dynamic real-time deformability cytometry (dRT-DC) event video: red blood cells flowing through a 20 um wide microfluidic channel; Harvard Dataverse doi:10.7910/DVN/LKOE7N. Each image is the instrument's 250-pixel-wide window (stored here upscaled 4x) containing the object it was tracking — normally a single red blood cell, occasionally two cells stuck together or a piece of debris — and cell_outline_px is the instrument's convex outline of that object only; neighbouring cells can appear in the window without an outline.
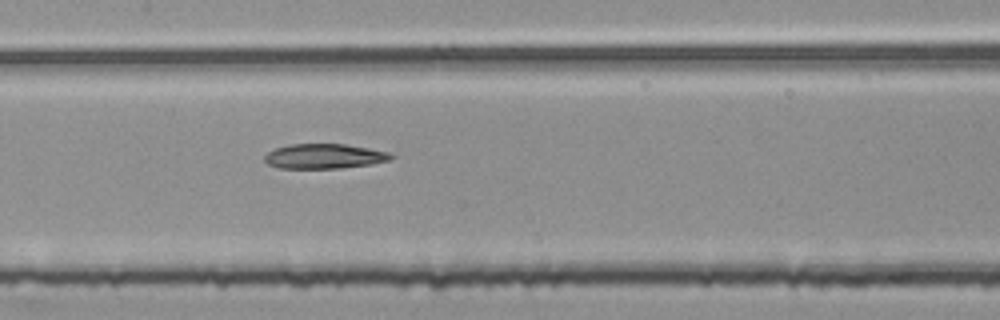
{"species": "common noctule bat (a hibernating species)", "species_latin": "Nyctalus noctula", "temperature_condition": "room temperature", "stored_images_in_passage": 54, "segment_of_instrument_passage": [2, 2], "camera_frame_rate_fps": 3000, "um_per_image_px": 0.085, "animal": {"sex": "female", "body_mass_g": 25.1}, "frame": {"image": 1, "passage_image": 26, "time_ms": 8.333, "image_size_px": [1000, 320], "cell_outline_px": [[396, 156], [392, 160], [372, 164], [340, 168], [280, 168], [268, 164], [264, 160], [264, 156], [268, 152], [276, 148], [292, 144], [344, 144], [392, 152]], "centroid_in_image_um": [27.63, 13.28], "position_along_channel_um": 179.8, "area_um2": 18.38}}
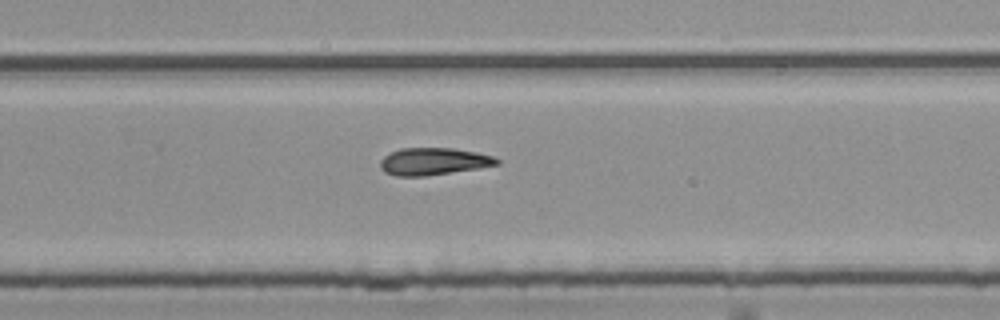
{"frame": {"image": 2, "passage_image": 35, "time_ms": 11.333, "image_size_px": [1000, 320], "cell_outline_px": [[500, 164], [480, 168], [424, 176], [396, 176], [384, 172], [380, 168], [380, 160], [384, 156], [400, 148], [452, 148], [476, 152], [496, 156], [500, 160]], "centroid_in_image_um": [36.87, 13.72], "position_along_channel_um": 292.9, "area_um2": 18.61}}
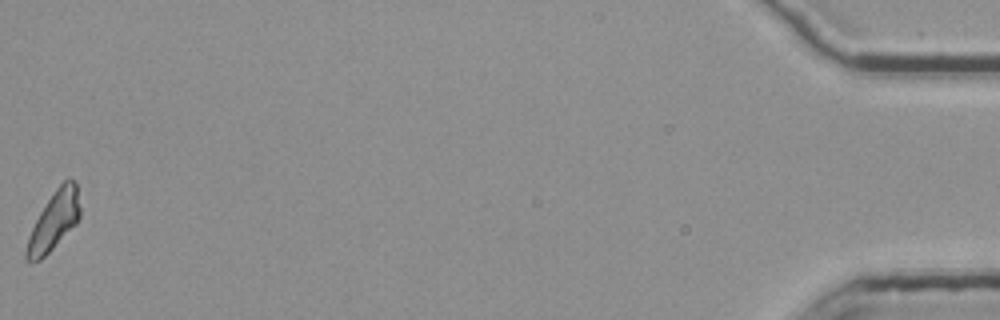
{"frame": {"image": 3, "passage_image": 54, "time_ms": 17.667, "image_size_px": [1000, 320], "cell_outline_px": [[80, 216], [76, 224], [40, 260], [28, 260], [24, 256], [28, 236], [40, 212], [56, 188], [68, 176], [76, 184], [80, 208]], "centroid_in_image_um": [4.59, 18.75], "position_along_channel_um": 430.6, "area_um2": 17.8}}